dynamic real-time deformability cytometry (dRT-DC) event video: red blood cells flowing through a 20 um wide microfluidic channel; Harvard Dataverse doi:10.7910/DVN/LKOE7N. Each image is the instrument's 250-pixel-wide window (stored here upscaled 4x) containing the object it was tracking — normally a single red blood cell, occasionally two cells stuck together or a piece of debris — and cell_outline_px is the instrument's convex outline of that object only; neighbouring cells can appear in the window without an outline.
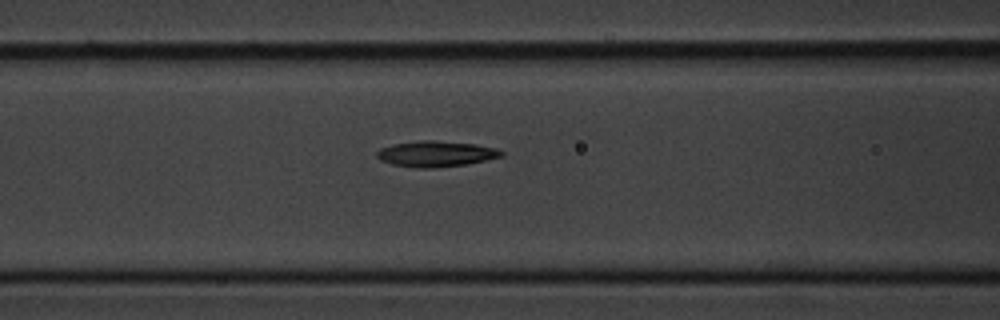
{"species": "common noctule bat (a hibernating species)", "species_latin": "Nyctalus noctula", "temperature_condition": "cold", "stored_images_in_passage": 7, "camera_frame_rate_fps": 3000, "um_per_image_px": 0.085, "animal": {"sex": "male", "body_mass_g": 20.1, "forearm_length_mm": 53.5}, "frame": {"image": 1, "passage_image": 7, "time_ms": 8.0, "image_size_px": [1000, 320], "cell_outline_px": [[504, 156], [468, 164], [436, 168], [420, 168], [392, 164], [380, 160], [376, 156], [376, 152], [380, 148], [392, 144], [420, 140], [436, 140], [476, 144], [496, 148], [504, 152]], "centroid_in_image_um": [37.06, 13.07], "position_along_channel_um": 129.5, "area_um2": 18.9}}